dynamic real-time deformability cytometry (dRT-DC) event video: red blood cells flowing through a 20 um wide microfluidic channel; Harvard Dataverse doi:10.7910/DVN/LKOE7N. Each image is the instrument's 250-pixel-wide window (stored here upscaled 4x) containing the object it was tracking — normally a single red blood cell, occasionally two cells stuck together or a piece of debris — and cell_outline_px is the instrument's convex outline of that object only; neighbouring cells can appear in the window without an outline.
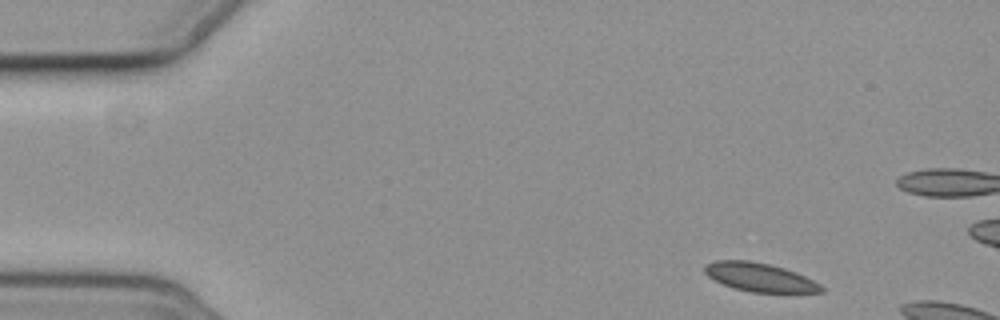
{"species": "common noctule bat (a hibernating species)", "species_latin": "Nyctalus noctula", "temperature_condition": "cold", "stored_images_in_passage": 8, "camera_frame_rate_fps": 3000, "um_per_image_px": 0.085, "animal": {"sex": "female", "body_mass_g": 19.3, "forearm_length_mm": 54.1}, "frame": {"image": 1, "passage_image": 1, "time_ms": 0.0, "image_size_px": [1000, 320], "cell_outline_px": [[824, 292], [752, 292], [732, 288], [708, 276], [704, 272], [704, 264], [716, 260], [748, 260], [768, 264], [784, 268], [796, 272], [820, 284], [824, 288]], "centroid_in_image_um": [64.55, 23.56], "position_along_channel_um": 20.4, "area_um2": 19.31}}